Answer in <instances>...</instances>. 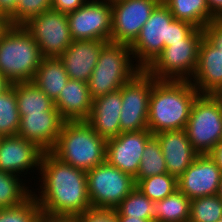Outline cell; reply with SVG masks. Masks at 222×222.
I'll list each match as a JSON object with an SVG mask.
<instances>
[{
  "instance_id": "1",
  "label": "cell",
  "mask_w": 222,
  "mask_h": 222,
  "mask_svg": "<svg viewBox=\"0 0 222 222\" xmlns=\"http://www.w3.org/2000/svg\"><path fill=\"white\" fill-rule=\"evenodd\" d=\"M39 179V189L32 195L42 212L51 215L77 216L91 206L86 171L66 164L51 152H44ZM41 189V191H40ZM39 195V196H38Z\"/></svg>"
},
{
  "instance_id": "2",
  "label": "cell",
  "mask_w": 222,
  "mask_h": 222,
  "mask_svg": "<svg viewBox=\"0 0 222 222\" xmlns=\"http://www.w3.org/2000/svg\"><path fill=\"white\" fill-rule=\"evenodd\" d=\"M198 95L190 80H157L149 98L150 132L185 129Z\"/></svg>"
},
{
  "instance_id": "3",
  "label": "cell",
  "mask_w": 222,
  "mask_h": 222,
  "mask_svg": "<svg viewBox=\"0 0 222 222\" xmlns=\"http://www.w3.org/2000/svg\"><path fill=\"white\" fill-rule=\"evenodd\" d=\"M195 28L188 22L175 19L161 1L130 45L136 64L145 70L164 47L182 42Z\"/></svg>"
},
{
  "instance_id": "4",
  "label": "cell",
  "mask_w": 222,
  "mask_h": 222,
  "mask_svg": "<svg viewBox=\"0 0 222 222\" xmlns=\"http://www.w3.org/2000/svg\"><path fill=\"white\" fill-rule=\"evenodd\" d=\"M106 143L85 120L65 121L50 152L62 162L87 172L106 161Z\"/></svg>"
},
{
  "instance_id": "5",
  "label": "cell",
  "mask_w": 222,
  "mask_h": 222,
  "mask_svg": "<svg viewBox=\"0 0 222 222\" xmlns=\"http://www.w3.org/2000/svg\"><path fill=\"white\" fill-rule=\"evenodd\" d=\"M43 57L23 25H10L0 38V73L11 83L30 82Z\"/></svg>"
},
{
  "instance_id": "6",
  "label": "cell",
  "mask_w": 222,
  "mask_h": 222,
  "mask_svg": "<svg viewBox=\"0 0 222 222\" xmlns=\"http://www.w3.org/2000/svg\"><path fill=\"white\" fill-rule=\"evenodd\" d=\"M131 55L129 45L111 41L103 45L87 82L93 99L120 89L142 70Z\"/></svg>"
},
{
  "instance_id": "7",
  "label": "cell",
  "mask_w": 222,
  "mask_h": 222,
  "mask_svg": "<svg viewBox=\"0 0 222 222\" xmlns=\"http://www.w3.org/2000/svg\"><path fill=\"white\" fill-rule=\"evenodd\" d=\"M203 37V29L195 28L182 42L164 47L145 70L157 80H191Z\"/></svg>"
},
{
  "instance_id": "8",
  "label": "cell",
  "mask_w": 222,
  "mask_h": 222,
  "mask_svg": "<svg viewBox=\"0 0 222 222\" xmlns=\"http://www.w3.org/2000/svg\"><path fill=\"white\" fill-rule=\"evenodd\" d=\"M184 130L200 155L208 154L221 141L222 107L211 94L196 97Z\"/></svg>"
},
{
  "instance_id": "9",
  "label": "cell",
  "mask_w": 222,
  "mask_h": 222,
  "mask_svg": "<svg viewBox=\"0 0 222 222\" xmlns=\"http://www.w3.org/2000/svg\"><path fill=\"white\" fill-rule=\"evenodd\" d=\"M92 207L115 209L136 187L135 179L107 161L86 172Z\"/></svg>"
},
{
  "instance_id": "10",
  "label": "cell",
  "mask_w": 222,
  "mask_h": 222,
  "mask_svg": "<svg viewBox=\"0 0 222 222\" xmlns=\"http://www.w3.org/2000/svg\"><path fill=\"white\" fill-rule=\"evenodd\" d=\"M23 26L34 38L43 58L59 57L72 44L66 13L50 9L33 16Z\"/></svg>"
},
{
  "instance_id": "11",
  "label": "cell",
  "mask_w": 222,
  "mask_h": 222,
  "mask_svg": "<svg viewBox=\"0 0 222 222\" xmlns=\"http://www.w3.org/2000/svg\"><path fill=\"white\" fill-rule=\"evenodd\" d=\"M156 81L142 69L122 86L121 132L148 129L149 98Z\"/></svg>"
},
{
  "instance_id": "12",
  "label": "cell",
  "mask_w": 222,
  "mask_h": 222,
  "mask_svg": "<svg viewBox=\"0 0 222 222\" xmlns=\"http://www.w3.org/2000/svg\"><path fill=\"white\" fill-rule=\"evenodd\" d=\"M73 40L110 41L112 34L111 0H88L67 14Z\"/></svg>"
},
{
  "instance_id": "13",
  "label": "cell",
  "mask_w": 222,
  "mask_h": 222,
  "mask_svg": "<svg viewBox=\"0 0 222 222\" xmlns=\"http://www.w3.org/2000/svg\"><path fill=\"white\" fill-rule=\"evenodd\" d=\"M161 0H111L110 41L131 45Z\"/></svg>"
},
{
  "instance_id": "14",
  "label": "cell",
  "mask_w": 222,
  "mask_h": 222,
  "mask_svg": "<svg viewBox=\"0 0 222 222\" xmlns=\"http://www.w3.org/2000/svg\"><path fill=\"white\" fill-rule=\"evenodd\" d=\"M153 136L149 129L122 132L107 139L106 161L124 173L136 177L147 141Z\"/></svg>"
},
{
  "instance_id": "15",
  "label": "cell",
  "mask_w": 222,
  "mask_h": 222,
  "mask_svg": "<svg viewBox=\"0 0 222 222\" xmlns=\"http://www.w3.org/2000/svg\"><path fill=\"white\" fill-rule=\"evenodd\" d=\"M44 152L36 143L19 135L2 137L0 171L21 177L27 175L31 169H36L39 172Z\"/></svg>"
},
{
  "instance_id": "16",
  "label": "cell",
  "mask_w": 222,
  "mask_h": 222,
  "mask_svg": "<svg viewBox=\"0 0 222 222\" xmlns=\"http://www.w3.org/2000/svg\"><path fill=\"white\" fill-rule=\"evenodd\" d=\"M221 176V170L208 154L199 155L177 179L178 190L190 200L216 195Z\"/></svg>"
},
{
  "instance_id": "17",
  "label": "cell",
  "mask_w": 222,
  "mask_h": 222,
  "mask_svg": "<svg viewBox=\"0 0 222 222\" xmlns=\"http://www.w3.org/2000/svg\"><path fill=\"white\" fill-rule=\"evenodd\" d=\"M64 122L57 108L42 114H25L20 117L17 135L36 143L45 152H50L57 142Z\"/></svg>"
},
{
  "instance_id": "18",
  "label": "cell",
  "mask_w": 222,
  "mask_h": 222,
  "mask_svg": "<svg viewBox=\"0 0 222 222\" xmlns=\"http://www.w3.org/2000/svg\"><path fill=\"white\" fill-rule=\"evenodd\" d=\"M106 42L102 40H73L72 44L59 56L69 79L88 82Z\"/></svg>"
},
{
  "instance_id": "19",
  "label": "cell",
  "mask_w": 222,
  "mask_h": 222,
  "mask_svg": "<svg viewBox=\"0 0 222 222\" xmlns=\"http://www.w3.org/2000/svg\"><path fill=\"white\" fill-rule=\"evenodd\" d=\"M162 148L167 172L177 179L200 155L190 143L184 129L155 134Z\"/></svg>"
},
{
  "instance_id": "20",
  "label": "cell",
  "mask_w": 222,
  "mask_h": 222,
  "mask_svg": "<svg viewBox=\"0 0 222 222\" xmlns=\"http://www.w3.org/2000/svg\"><path fill=\"white\" fill-rule=\"evenodd\" d=\"M122 104V87L109 94L93 99L92 109L85 120L101 137H117L121 132L120 114Z\"/></svg>"
},
{
  "instance_id": "21",
  "label": "cell",
  "mask_w": 222,
  "mask_h": 222,
  "mask_svg": "<svg viewBox=\"0 0 222 222\" xmlns=\"http://www.w3.org/2000/svg\"><path fill=\"white\" fill-rule=\"evenodd\" d=\"M190 82L199 94H211L222 85V54L205 37L200 43L197 68Z\"/></svg>"
},
{
  "instance_id": "22",
  "label": "cell",
  "mask_w": 222,
  "mask_h": 222,
  "mask_svg": "<svg viewBox=\"0 0 222 222\" xmlns=\"http://www.w3.org/2000/svg\"><path fill=\"white\" fill-rule=\"evenodd\" d=\"M54 103L65 121H79L88 118L93 98L87 82L69 79Z\"/></svg>"
},
{
  "instance_id": "23",
  "label": "cell",
  "mask_w": 222,
  "mask_h": 222,
  "mask_svg": "<svg viewBox=\"0 0 222 222\" xmlns=\"http://www.w3.org/2000/svg\"><path fill=\"white\" fill-rule=\"evenodd\" d=\"M68 80L63 62L59 57H53L42 59L32 82L55 101Z\"/></svg>"
},
{
  "instance_id": "24",
  "label": "cell",
  "mask_w": 222,
  "mask_h": 222,
  "mask_svg": "<svg viewBox=\"0 0 222 222\" xmlns=\"http://www.w3.org/2000/svg\"><path fill=\"white\" fill-rule=\"evenodd\" d=\"M17 98L19 115L42 114L44 111H53L54 101L40 90L32 81L13 83Z\"/></svg>"
},
{
  "instance_id": "25",
  "label": "cell",
  "mask_w": 222,
  "mask_h": 222,
  "mask_svg": "<svg viewBox=\"0 0 222 222\" xmlns=\"http://www.w3.org/2000/svg\"><path fill=\"white\" fill-rule=\"evenodd\" d=\"M173 17L203 29L216 20L210 13L206 0H161Z\"/></svg>"
},
{
  "instance_id": "26",
  "label": "cell",
  "mask_w": 222,
  "mask_h": 222,
  "mask_svg": "<svg viewBox=\"0 0 222 222\" xmlns=\"http://www.w3.org/2000/svg\"><path fill=\"white\" fill-rule=\"evenodd\" d=\"M191 200L178 189L155 202V222H188Z\"/></svg>"
},
{
  "instance_id": "27",
  "label": "cell",
  "mask_w": 222,
  "mask_h": 222,
  "mask_svg": "<svg viewBox=\"0 0 222 222\" xmlns=\"http://www.w3.org/2000/svg\"><path fill=\"white\" fill-rule=\"evenodd\" d=\"M24 183L20 176L0 171V209L22 205L32 196L29 184Z\"/></svg>"
},
{
  "instance_id": "28",
  "label": "cell",
  "mask_w": 222,
  "mask_h": 222,
  "mask_svg": "<svg viewBox=\"0 0 222 222\" xmlns=\"http://www.w3.org/2000/svg\"><path fill=\"white\" fill-rule=\"evenodd\" d=\"M165 173L168 172L162 148L157 137L153 135L145 145L139 165V171L134 178L135 183L141 179Z\"/></svg>"
},
{
  "instance_id": "29",
  "label": "cell",
  "mask_w": 222,
  "mask_h": 222,
  "mask_svg": "<svg viewBox=\"0 0 222 222\" xmlns=\"http://www.w3.org/2000/svg\"><path fill=\"white\" fill-rule=\"evenodd\" d=\"M155 202L135 187L115 208L116 216H131L155 222Z\"/></svg>"
},
{
  "instance_id": "30",
  "label": "cell",
  "mask_w": 222,
  "mask_h": 222,
  "mask_svg": "<svg viewBox=\"0 0 222 222\" xmlns=\"http://www.w3.org/2000/svg\"><path fill=\"white\" fill-rule=\"evenodd\" d=\"M19 126L17 98L11 85L6 91L0 93V135L3 137L17 135Z\"/></svg>"
},
{
  "instance_id": "31",
  "label": "cell",
  "mask_w": 222,
  "mask_h": 222,
  "mask_svg": "<svg viewBox=\"0 0 222 222\" xmlns=\"http://www.w3.org/2000/svg\"><path fill=\"white\" fill-rule=\"evenodd\" d=\"M136 187L151 201H161L178 189L177 178L169 173L139 180Z\"/></svg>"
},
{
  "instance_id": "32",
  "label": "cell",
  "mask_w": 222,
  "mask_h": 222,
  "mask_svg": "<svg viewBox=\"0 0 222 222\" xmlns=\"http://www.w3.org/2000/svg\"><path fill=\"white\" fill-rule=\"evenodd\" d=\"M222 217V200L217 195L191 199L188 222H217Z\"/></svg>"
},
{
  "instance_id": "33",
  "label": "cell",
  "mask_w": 222,
  "mask_h": 222,
  "mask_svg": "<svg viewBox=\"0 0 222 222\" xmlns=\"http://www.w3.org/2000/svg\"><path fill=\"white\" fill-rule=\"evenodd\" d=\"M41 213L33 195L22 205L0 209V222H36Z\"/></svg>"
},
{
  "instance_id": "34",
  "label": "cell",
  "mask_w": 222,
  "mask_h": 222,
  "mask_svg": "<svg viewBox=\"0 0 222 222\" xmlns=\"http://www.w3.org/2000/svg\"><path fill=\"white\" fill-rule=\"evenodd\" d=\"M52 0H18L16 10L8 17L10 25H23L30 18L51 9Z\"/></svg>"
},
{
  "instance_id": "35",
  "label": "cell",
  "mask_w": 222,
  "mask_h": 222,
  "mask_svg": "<svg viewBox=\"0 0 222 222\" xmlns=\"http://www.w3.org/2000/svg\"><path fill=\"white\" fill-rule=\"evenodd\" d=\"M78 222H118L115 209L90 207L76 216Z\"/></svg>"
},
{
  "instance_id": "36",
  "label": "cell",
  "mask_w": 222,
  "mask_h": 222,
  "mask_svg": "<svg viewBox=\"0 0 222 222\" xmlns=\"http://www.w3.org/2000/svg\"><path fill=\"white\" fill-rule=\"evenodd\" d=\"M204 37L222 54V20H214L203 28Z\"/></svg>"
},
{
  "instance_id": "37",
  "label": "cell",
  "mask_w": 222,
  "mask_h": 222,
  "mask_svg": "<svg viewBox=\"0 0 222 222\" xmlns=\"http://www.w3.org/2000/svg\"><path fill=\"white\" fill-rule=\"evenodd\" d=\"M87 1L88 0H52L51 9L68 14L83 6Z\"/></svg>"
},
{
  "instance_id": "38",
  "label": "cell",
  "mask_w": 222,
  "mask_h": 222,
  "mask_svg": "<svg viewBox=\"0 0 222 222\" xmlns=\"http://www.w3.org/2000/svg\"><path fill=\"white\" fill-rule=\"evenodd\" d=\"M36 222H78L76 216L51 215L41 211Z\"/></svg>"
},
{
  "instance_id": "39",
  "label": "cell",
  "mask_w": 222,
  "mask_h": 222,
  "mask_svg": "<svg viewBox=\"0 0 222 222\" xmlns=\"http://www.w3.org/2000/svg\"><path fill=\"white\" fill-rule=\"evenodd\" d=\"M18 0H0V16L8 18L17 7Z\"/></svg>"
},
{
  "instance_id": "40",
  "label": "cell",
  "mask_w": 222,
  "mask_h": 222,
  "mask_svg": "<svg viewBox=\"0 0 222 222\" xmlns=\"http://www.w3.org/2000/svg\"><path fill=\"white\" fill-rule=\"evenodd\" d=\"M211 15L216 20H222V0H206Z\"/></svg>"
},
{
  "instance_id": "41",
  "label": "cell",
  "mask_w": 222,
  "mask_h": 222,
  "mask_svg": "<svg viewBox=\"0 0 222 222\" xmlns=\"http://www.w3.org/2000/svg\"><path fill=\"white\" fill-rule=\"evenodd\" d=\"M222 172V140L208 153Z\"/></svg>"
},
{
  "instance_id": "42",
  "label": "cell",
  "mask_w": 222,
  "mask_h": 222,
  "mask_svg": "<svg viewBox=\"0 0 222 222\" xmlns=\"http://www.w3.org/2000/svg\"><path fill=\"white\" fill-rule=\"evenodd\" d=\"M118 222H154L153 220H144L141 218H132L131 216H117Z\"/></svg>"
},
{
  "instance_id": "43",
  "label": "cell",
  "mask_w": 222,
  "mask_h": 222,
  "mask_svg": "<svg viewBox=\"0 0 222 222\" xmlns=\"http://www.w3.org/2000/svg\"><path fill=\"white\" fill-rule=\"evenodd\" d=\"M10 23L8 18L4 16H0V38L4 34V32L9 28Z\"/></svg>"
},
{
  "instance_id": "44",
  "label": "cell",
  "mask_w": 222,
  "mask_h": 222,
  "mask_svg": "<svg viewBox=\"0 0 222 222\" xmlns=\"http://www.w3.org/2000/svg\"><path fill=\"white\" fill-rule=\"evenodd\" d=\"M12 84L0 73V93L6 91Z\"/></svg>"
},
{
  "instance_id": "45",
  "label": "cell",
  "mask_w": 222,
  "mask_h": 222,
  "mask_svg": "<svg viewBox=\"0 0 222 222\" xmlns=\"http://www.w3.org/2000/svg\"><path fill=\"white\" fill-rule=\"evenodd\" d=\"M211 95L222 107V85H220L215 91H213Z\"/></svg>"
},
{
  "instance_id": "46",
  "label": "cell",
  "mask_w": 222,
  "mask_h": 222,
  "mask_svg": "<svg viewBox=\"0 0 222 222\" xmlns=\"http://www.w3.org/2000/svg\"><path fill=\"white\" fill-rule=\"evenodd\" d=\"M216 195L222 200V176L220 179V183H219V187H218V191Z\"/></svg>"
}]
</instances>
